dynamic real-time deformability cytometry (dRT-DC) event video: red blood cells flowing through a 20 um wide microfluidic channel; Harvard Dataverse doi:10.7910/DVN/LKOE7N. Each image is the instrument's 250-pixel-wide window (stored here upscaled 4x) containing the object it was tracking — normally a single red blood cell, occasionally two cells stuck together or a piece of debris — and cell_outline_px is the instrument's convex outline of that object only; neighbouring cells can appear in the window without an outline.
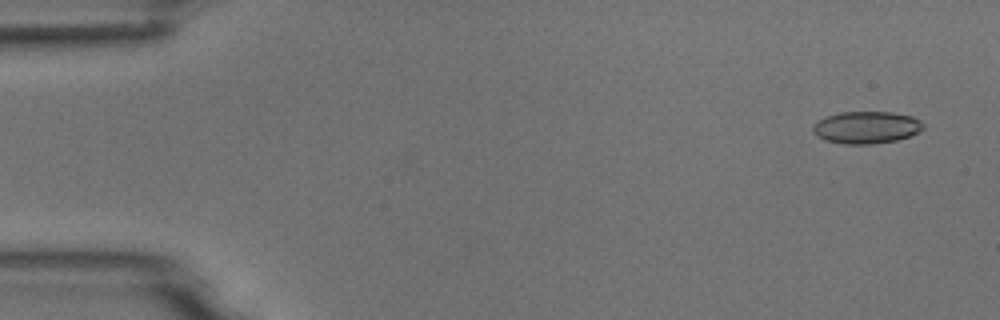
{"species": "common noctule bat (a hibernating species)", "species_latin": "Nyctalus noctula", "temperature_condition": "room temperature", "stored_images_in_passage": 54, "camera_frame_rate_fps": 3000, "um_per_image_px": 0.085, "animal": {"sex": "male", "body_mass_g": 18.8}, "frame": {"image": 1, "passage_image": 3, "time_ms": 0.667, "image_size_px": [1000, 320], "cell_outline_px": [[924, 128], [908, 136], [896, 140], [872, 144], [844, 144], [824, 140], [816, 136], [812, 132], [812, 128], [824, 116], [840, 112], [892, 112], [912, 116], [920, 120], [924, 124]], "centroid_in_image_um": [73.62, 10.83], "position_along_channel_um": 11.4, "area_um2": 20.69}}
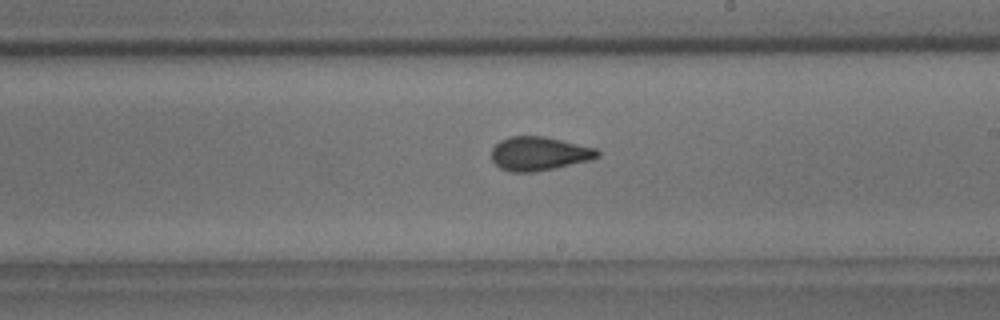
{"frame": {"image": 2, "passage_image": 31, "time_ms": 10.0, "image_size_px": [1000, 320], "cell_outline_px": [[600, 156], [592, 160], [536, 172], [508, 172], [500, 168], [492, 160], [492, 148], [500, 140], [508, 136], [544, 136], [596, 148], [600, 152]], "centroid_in_image_um": [45.82, 13.06], "position_along_channel_um": 243.2, "area_um2": 21.04}}
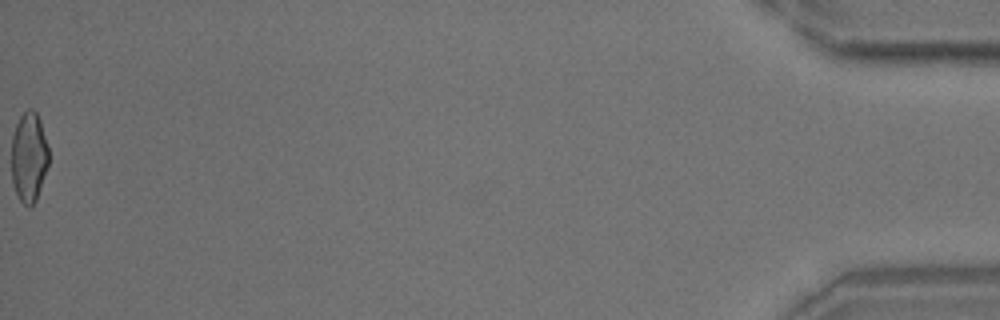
{"frame": {"image": 3, "passage_image": 54, "time_ms": 17.667, "image_size_px": [1000, 320], "cell_outline_px": [[48, 164], [36, 200], [28, 208], [20, 200], [12, 184], [12, 136], [16, 124], [20, 116], [28, 108], [32, 108], [36, 112], [40, 120], [48, 144]], "centroid_in_image_um": [2.45, 13.33], "position_along_channel_um": 432.7, "area_um2": 19.48}, "authors_computed_cell_mechanics": {"area_um2": 20.8369, "velocity_mm_per_s": 3.7831, "shape_relaxation_time_tau1_ms": 10.1563, "shape_relaxation_time_tau2_ms": 1.5182, "deformation_change_tau1": 0.191, "deformation_change_tau2": 0.0774}}